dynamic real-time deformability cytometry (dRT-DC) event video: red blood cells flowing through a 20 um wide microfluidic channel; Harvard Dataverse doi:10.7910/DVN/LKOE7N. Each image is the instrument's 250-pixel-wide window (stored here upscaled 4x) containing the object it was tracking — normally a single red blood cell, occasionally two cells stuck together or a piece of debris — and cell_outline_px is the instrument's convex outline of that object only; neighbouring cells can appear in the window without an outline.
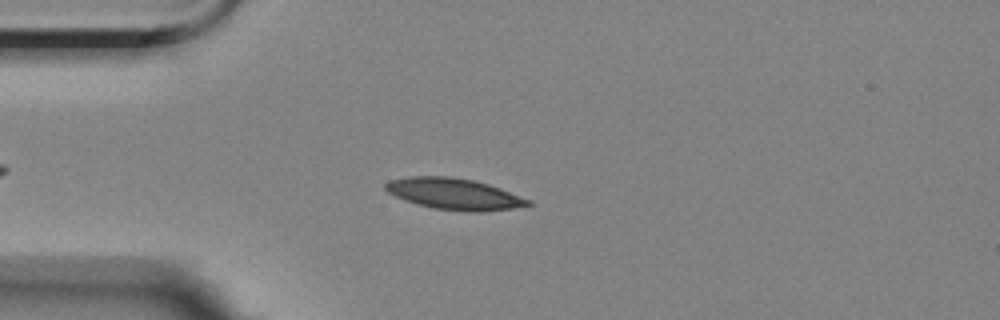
{"species": "Egyptian fruit bat (a non-hibernating species)", "species_latin": "Rousettus aegyptiacus", "temperature_condition": "room temperature", "stored_images_in_passage": 4, "camera_frame_rate_fps": 3000, "um_per_image_px": 0.085, "animal": {"sex": "female"}, "frame": {"image": 1, "passage_image": 4, "time_ms": 4.333, "image_size_px": [1000, 320], "cell_outline_px": [[532, 204], [512, 208], [480, 212], [468, 212], [432, 208], [416, 204], [404, 200], [388, 192], [384, 188], [384, 184], [388, 180], [408, 176], [452, 176], [472, 180], [488, 184], [500, 188], [532, 200]], "centroid_in_image_um": [38.58, 16.48], "position_along_channel_um": 46.4, "area_um2": 26.13}}